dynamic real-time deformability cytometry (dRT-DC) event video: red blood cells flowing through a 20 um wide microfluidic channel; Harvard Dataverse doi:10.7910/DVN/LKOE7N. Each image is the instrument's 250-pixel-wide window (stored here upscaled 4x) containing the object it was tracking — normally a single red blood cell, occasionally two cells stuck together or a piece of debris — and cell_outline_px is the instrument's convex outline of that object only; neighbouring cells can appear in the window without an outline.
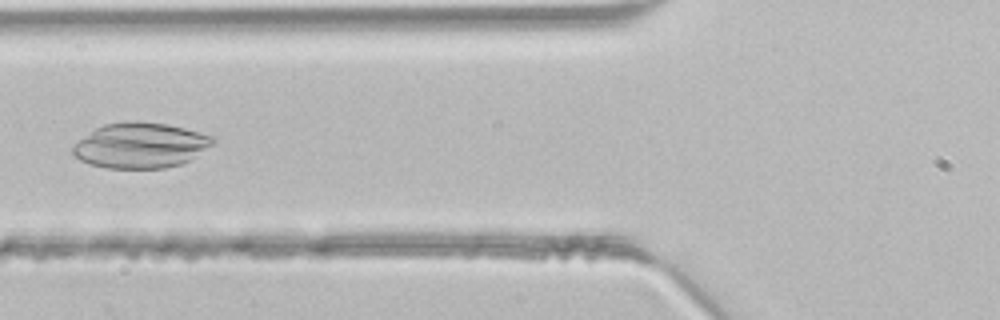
{"species": "common noctule bat (a hibernating species)", "species_latin": "Nyctalus noctula", "temperature_condition": "room temperature", "stored_images_in_passage": 46, "camera_frame_rate_fps": 3000, "um_per_image_px": 0.085, "animal": {"sex": "male", "body_mass_g": 21.5, "forearm_length_mm": 52.0}, "frame": {"image": 1, "passage_image": 18, "time_ms": 5.667, "image_size_px": [1000, 320], "cell_outline_px": [[216, 140], [212, 144], [188, 160], [180, 164], [164, 168], [104, 168], [80, 160], [72, 152], [72, 148], [80, 140], [96, 128], [104, 124], [132, 120], [136, 120], [168, 124], [216, 136]], "centroid_in_image_um": [11.96, 12.34], "position_along_channel_um": 113.8, "area_um2": 36.76}}
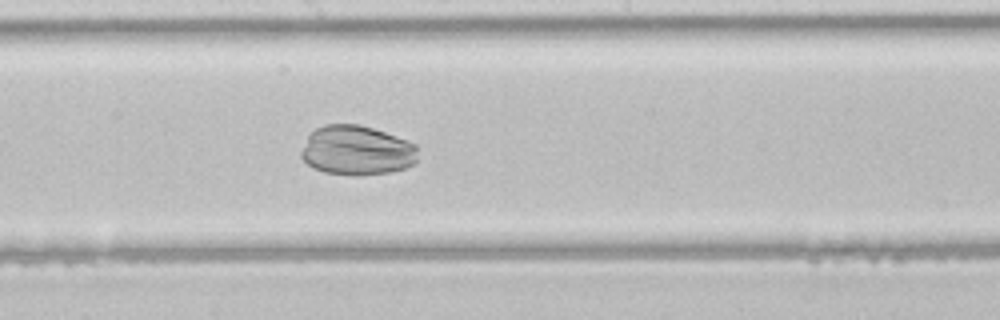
{"frame": {"image": 2, "passage_image": 25, "time_ms": 8.0, "image_size_px": [1000, 320], "cell_outline_px": [[416, 164], [404, 168], [388, 172], [356, 176], [324, 172], [312, 168], [300, 156], [300, 152], [308, 136], [316, 128], [324, 124], [360, 124], [384, 132], [416, 144]], "centroid_in_image_um": [30.3, 12.79], "position_along_channel_um": 217.9, "area_um2": 33.7}}
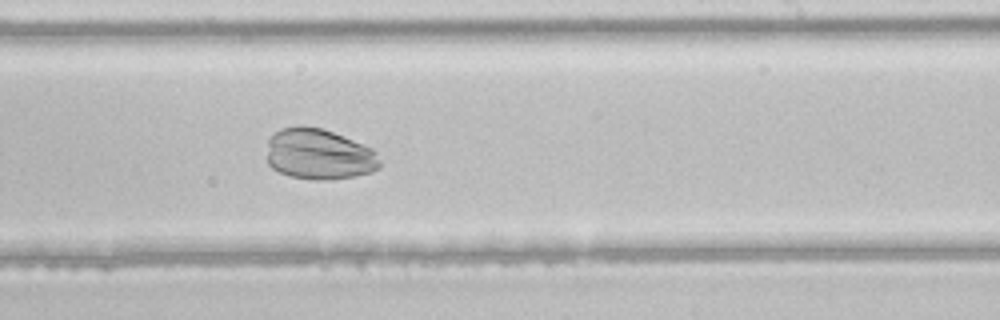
{"frame": {"image": 3, "passage_image": 28, "time_ms": 9.0, "image_size_px": [1000, 320], "cell_outline_px": [[380, 168], [372, 172], [352, 176], [328, 180], [312, 180], [292, 176], [280, 172], [272, 168], [268, 164], [268, 140], [280, 128], [300, 124], [304, 124], [320, 128], [332, 132], [372, 148], [376, 152], [380, 160]], "centroid_in_image_um": [27.11, 13.1], "position_along_channel_um": 261.9, "area_um2": 33.52}}